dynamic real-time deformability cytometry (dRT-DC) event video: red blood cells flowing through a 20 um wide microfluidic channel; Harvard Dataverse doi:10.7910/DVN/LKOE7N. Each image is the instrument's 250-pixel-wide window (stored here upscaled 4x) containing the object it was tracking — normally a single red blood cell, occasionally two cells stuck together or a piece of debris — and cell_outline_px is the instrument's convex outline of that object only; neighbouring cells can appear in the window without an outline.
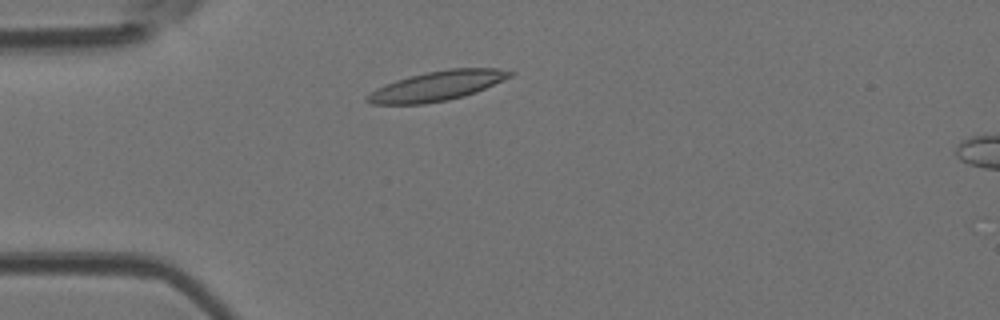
{"species": "Egyptian fruit bat (a non-hibernating species)", "species_latin": "Rousettus aegyptiacus", "temperature_condition": "room temperature", "stored_images_in_passage": 3, "camera_frame_rate_fps": 3000, "um_per_image_px": 0.085, "animal": {"sex": "female"}, "frame": {"image": 1, "passage_image": 2, "time_ms": 0.333, "image_size_px": [1000, 320], "cell_outline_px": [[516, 72], [512, 76], [476, 92], [464, 96], [448, 100], [424, 104], [372, 104], [364, 100], [364, 96], [376, 88], [384, 84], [396, 80], [428, 72], [448, 68], [496, 68]], "centroid_in_image_um": [37.13, 7.31], "position_along_channel_um": 47.9, "area_um2": 24.68}}